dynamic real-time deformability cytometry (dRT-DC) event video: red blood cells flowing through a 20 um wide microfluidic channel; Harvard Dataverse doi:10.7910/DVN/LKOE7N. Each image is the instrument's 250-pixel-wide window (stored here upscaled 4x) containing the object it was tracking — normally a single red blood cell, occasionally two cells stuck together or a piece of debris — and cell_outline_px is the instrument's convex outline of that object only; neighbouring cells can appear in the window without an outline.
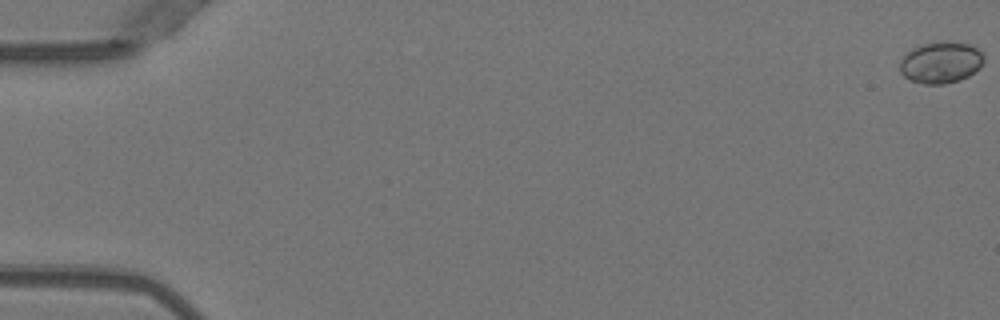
{"species": "Egyptian fruit bat (a non-hibernating species)", "species_latin": "Rousettus aegyptiacus", "temperature_condition": "warm", "stored_images_in_passage": 2, "camera_frame_rate_fps": 3000, "um_per_image_px": 0.085, "animal": {"sex": "female"}, "frame": {"image": 1, "passage_image": 1, "time_ms": 0.0, "image_size_px": [1000, 320], "cell_outline_px": [[984, 60], [980, 68], [968, 76], [960, 80], [944, 84], [924, 84], [912, 80], [904, 76], [900, 72], [900, 60], [912, 48], [920, 44], [944, 40], [972, 44], [984, 56]], "centroid_in_image_um": [79.98, 5.29], "position_along_channel_um": 5.0, "area_um2": 20.52}}